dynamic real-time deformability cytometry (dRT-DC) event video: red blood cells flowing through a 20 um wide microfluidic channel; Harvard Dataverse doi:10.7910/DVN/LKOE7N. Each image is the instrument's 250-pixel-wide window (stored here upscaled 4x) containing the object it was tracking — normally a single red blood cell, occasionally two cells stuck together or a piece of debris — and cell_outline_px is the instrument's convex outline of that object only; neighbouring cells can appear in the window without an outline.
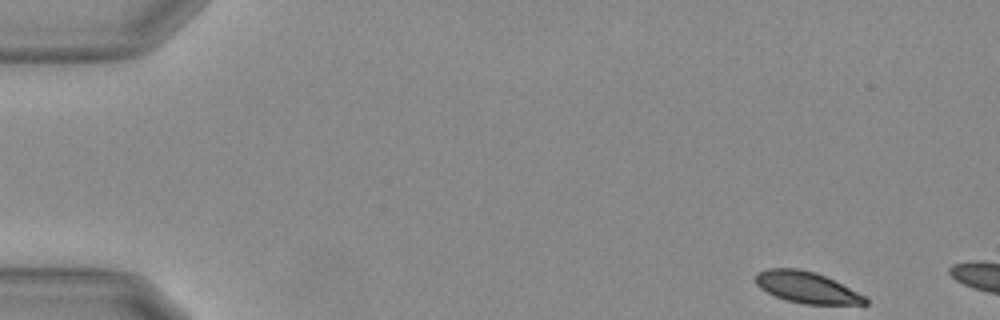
{"species": "Egyptian fruit bat (a non-hibernating species)", "species_latin": "Rousettus aegyptiacus", "temperature_condition": "warm", "stored_images_in_passage": 53, "camera_frame_rate_fps": 3000, "um_per_image_px": 0.085, "animal": {"sex": "female"}, "frame": {"image": 1, "passage_image": 1, "time_ms": 0.0, "image_size_px": [1000, 320], "cell_outline_px": [[868, 304], [804, 304], [788, 300], [776, 296], [760, 288], [756, 284], [756, 272], [768, 268], [800, 268], [816, 272], [864, 296], [868, 300]], "centroid_in_image_um": [68.52, 24.41], "position_along_channel_um": 16.5, "area_um2": 19.65}}
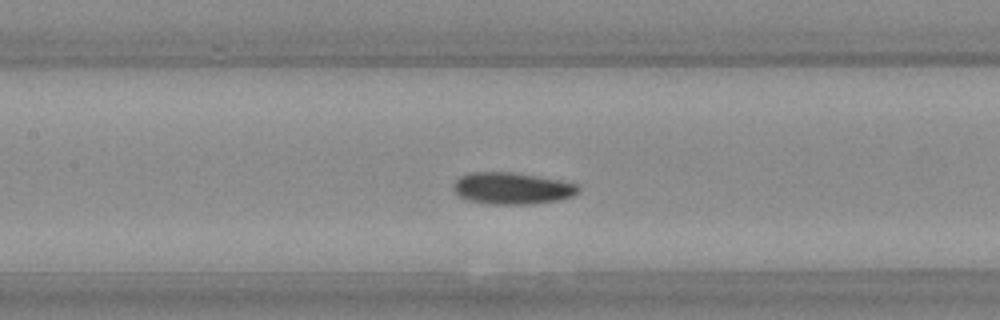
{"frame": {"image": 2, "passage_image": 23, "time_ms": 7.333, "image_size_px": [1000, 320], "cell_outline_px": [[580, 188], [572, 196], [560, 200], [536, 204], [488, 204], [468, 200], [460, 196], [452, 188], [452, 184], [460, 176], [468, 172], [508, 172], [556, 180], [576, 184]], "centroid_in_image_um": [43.47, 16.02], "position_along_channel_um": 163.9, "area_um2": 22.89}}
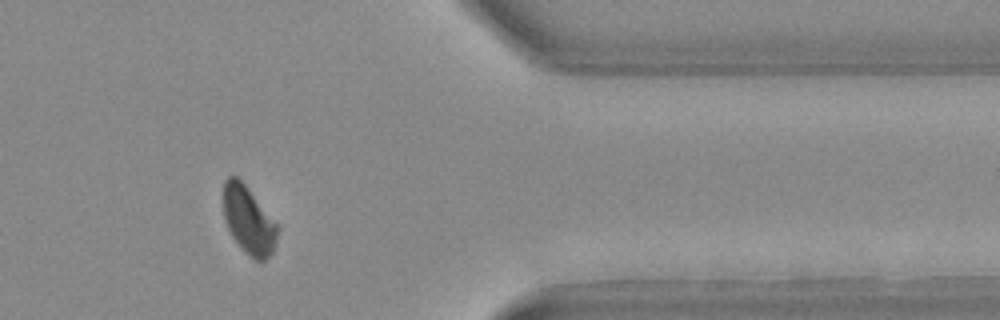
{"frame": {"image": 3, "passage_image": 43, "time_ms": 14.0, "image_size_px": [1000, 320], "cell_outline_px": [[280, 228], [272, 252], [264, 260], [256, 260], [232, 236], [228, 228], [224, 216], [224, 180], [228, 176], [236, 176], [244, 184]], "centroid_in_image_um": [21.13, 18.69], "position_along_channel_um": 390.3, "area_um2": 20.52}, "authors_computed_cell_mechanics": {"area_um2": 22.3686, "velocity_mm_per_s": 3.6861, "shape_relaxation_time_tau1_ms": 4.3463, "shape_relaxation_time_tau2_ms": 4.1079, "deformation_change_tau1": 0.1271, "deformation_change_tau2": 0.0721}}